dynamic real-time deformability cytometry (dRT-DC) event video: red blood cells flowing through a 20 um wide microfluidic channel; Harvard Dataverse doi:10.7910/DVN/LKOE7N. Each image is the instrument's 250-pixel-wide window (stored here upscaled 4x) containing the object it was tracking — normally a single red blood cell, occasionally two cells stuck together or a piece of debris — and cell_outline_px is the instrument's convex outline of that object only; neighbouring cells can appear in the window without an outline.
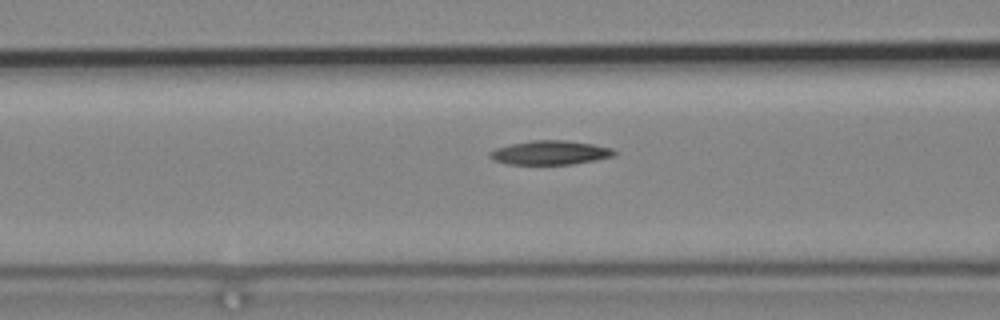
{"species": "common noctule bat (a hibernating species)", "species_latin": "Nyctalus noctula", "temperature_condition": "cold", "stored_images_in_passage": 8, "camera_frame_rate_fps": 3000, "um_per_image_px": 0.085, "animal": {"sex": "male", "body_mass_g": 19.2, "forearm_length_mm": 51.8}, "frame": {"image": 1, "passage_image": 7, "time_ms": 2.0, "image_size_px": [1000, 320], "cell_outline_px": [[616, 156], [596, 160], [572, 164], [508, 164], [492, 160], [488, 156], [488, 152], [496, 148], [512, 144], [532, 140], [568, 140], [592, 144], [612, 148], [616, 152]], "centroid_in_image_um": [46.77, 12.97], "position_along_channel_um": 119.8, "area_um2": 17.51}}
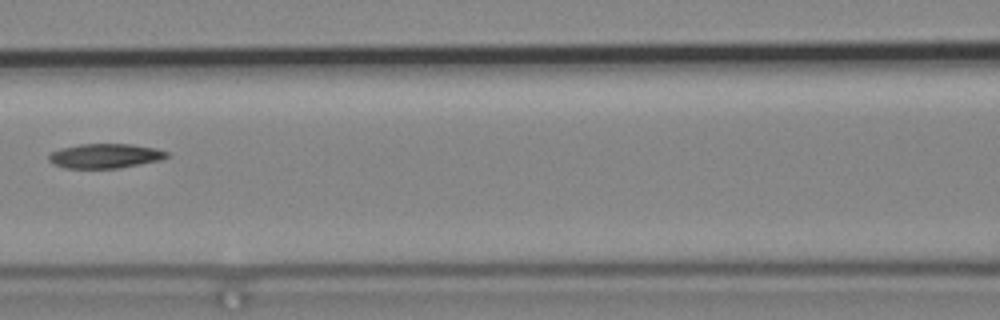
{"frame": {"image": 2, "passage_image": 8, "time_ms": 2.333, "image_size_px": [1000, 320], "cell_outline_px": [[168, 156], [160, 160], [116, 168], [64, 168], [52, 164], [48, 160], [48, 156], [52, 152], [60, 148], [80, 144], [132, 144], [156, 148], [168, 152]], "centroid_in_image_um": [8.9, 13.25], "position_along_channel_um": 157.7, "area_um2": 16.82}}